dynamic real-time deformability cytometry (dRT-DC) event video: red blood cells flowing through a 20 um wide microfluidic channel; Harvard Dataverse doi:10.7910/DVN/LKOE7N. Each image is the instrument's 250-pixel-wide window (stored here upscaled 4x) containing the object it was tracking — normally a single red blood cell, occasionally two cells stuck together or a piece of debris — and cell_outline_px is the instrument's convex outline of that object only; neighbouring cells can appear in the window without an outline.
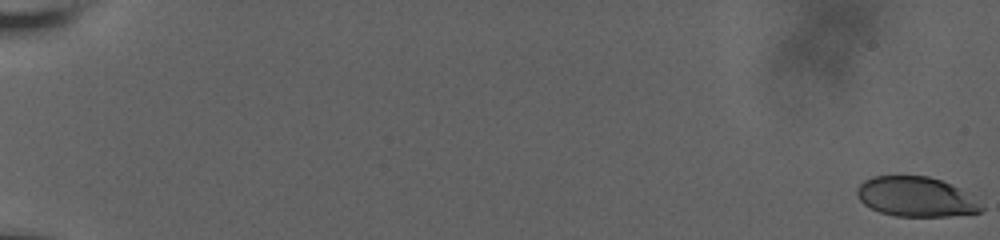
{"species": "human", "species_latin": "Homo sapiens", "temperature_condition": "room temperature", "stored_images_in_passage": 30, "camera_frame_rate_fps": 3000, "um_per_image_px": 0.085, "donor": {"sex": "male"}, "frame": {"image": 1, "passage_image": 1, "time_ms": 0.0, "image_size_px": [1000, 240], "cell_outline_px": [[984, 208], [980, 212], [948, 216], [896, 216], [880, 212], [864, 204], [860, 200], [856, 192], [856, 188], [864, 180], [872, 176], [928, 176], [940, 180], [964, 192]], "centroid_in_image_um": [77.78, 16.73], "position_along_channel_um": 7.2, "area_um2": 28.26}}
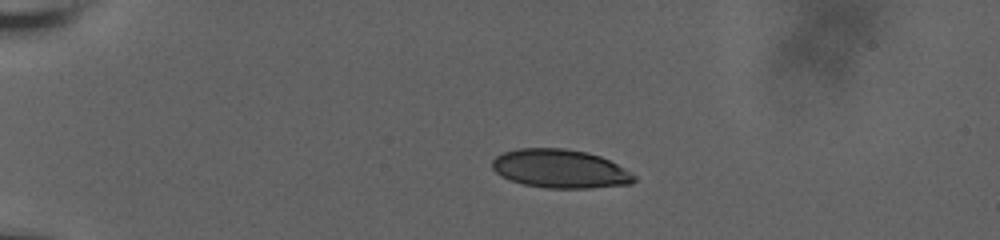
{"frame": {"image": 2, "passage_image": 22, "time_ms": 5.333, "image_size_px": [1000, 240], "cell_outline_px": [[636, 180], [632, 184], [588, 188], [548, 188], [524, 184], [500, 176], [492, 168], [492, 160], [496, 156], [504, 152], [516, 148], [564, 148], [588, 152], [600, 156], [624, 168], [636, 176]], "centroid_in_image_um": [47.61, 14.34], "position_along_channel_um": 37.4, "area_um2": 31.96}}